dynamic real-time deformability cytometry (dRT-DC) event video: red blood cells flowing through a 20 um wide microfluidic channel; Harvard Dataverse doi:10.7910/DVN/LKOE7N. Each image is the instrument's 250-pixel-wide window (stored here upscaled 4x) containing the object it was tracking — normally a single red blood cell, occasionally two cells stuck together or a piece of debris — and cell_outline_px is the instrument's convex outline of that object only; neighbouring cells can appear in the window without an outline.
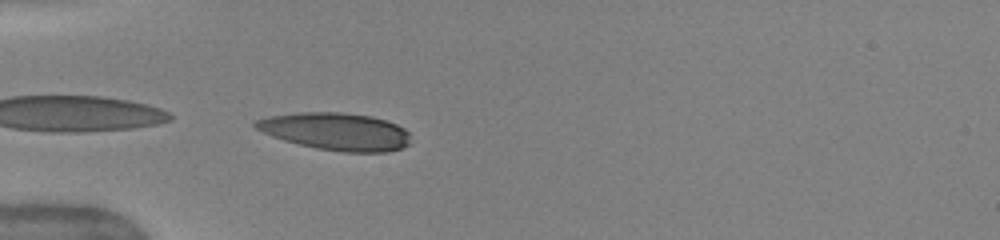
{"species": "human", "species_latin": "Homo sapiens", "temperature_condition": "warm", "stored_images_in_passage": 35, "camera_frame_rate_fps": 3000, "um_per_image_px": 0.085, "donor": {"sex": "female"}, "frame": {"image": 1, "passage_image": 1, "time_ms": 0.0, "image_size_px": [1000, 240], "cell_outline_px": [[408, 144], [400, 148], [388, 152], [344, 152], [316, 148], [284, 140], [272, 136], [256, 128], [252, 124], [252, 120], [268, 116], [296, 112], [340, 112], [372, 116], [396, 124], [404, 128], [408, 132]], "centroid_in_image_um": [28.51, 11.16], "position_along_channel_um": 56.5, "area_um2": 33.76}}
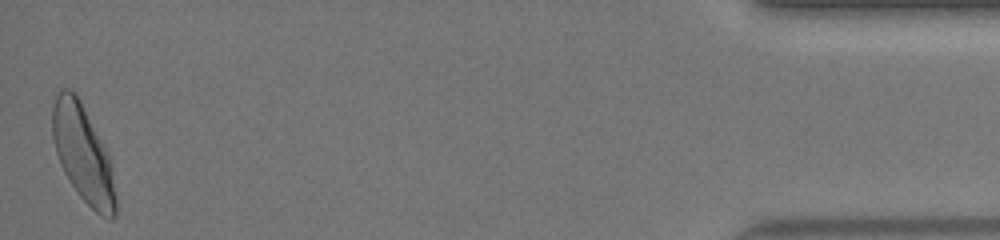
{"frame": {"image": 2, "passage_image": 35, "time_ms": 11.333, "image_size_px": [1000, 240], "cell_outline_px": [[116, 216], [112, 220], [108, 220], [100, 216], [80, 196], [64, 172], [60, 164], [56, 152], [52, 136], [52, 108], [56, 96], [60, 88], [72, 88], [76, 92], [108, 152], [112, 164], [116, 200]], "centroid_in_image_um": [7.07, 13.06], "position_along_channel_um": 428.1, "area_um2": 36.01}, "authors_computed_cell_mechanics": {"area_um2": 33.1194, "velocity_mm_per_s": 4.0597, "shape_relaxation_time_tau1_ms": 3.2818, "shape_relaxation_time_tau2_ms": 0.9115, "deformation_change_tau1": 0.1558, "deformation_change_tau2": 0.071}}